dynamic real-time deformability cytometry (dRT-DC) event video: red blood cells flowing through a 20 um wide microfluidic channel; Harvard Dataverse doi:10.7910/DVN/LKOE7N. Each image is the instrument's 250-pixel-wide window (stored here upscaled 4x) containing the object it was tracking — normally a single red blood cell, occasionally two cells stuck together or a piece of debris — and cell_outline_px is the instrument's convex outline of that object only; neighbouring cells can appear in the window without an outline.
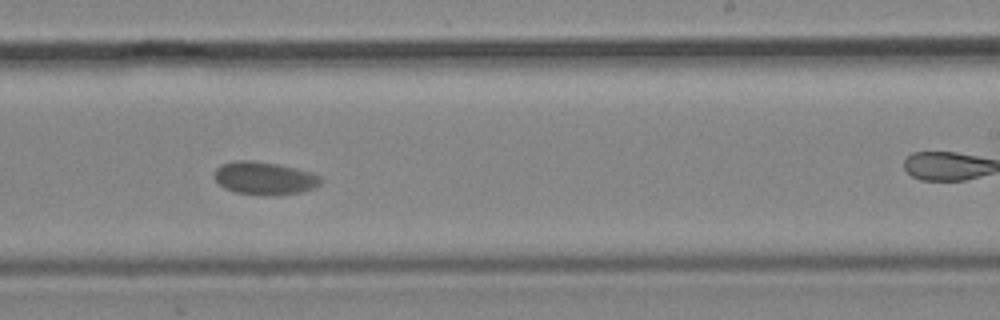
{"species": "common noctule bat (a hibernating species)", "species_latin": "Nyctalus noctula", "temperature_condition": "cold", "stored_images_in_passage": 13, "camera_frame_rate_fps": 3000, "um_per_image_px": 0.085, "animal": {"sex": "male", "body_mass_g": 19.2, "forearm_length_mm": 51.8}, "frame": {"image": 1, "passage_image": 10, "time_ms": 12.0, "image_size_px": [1000, 320], "cell_outline_px": [[320, 184], [316, 188], [300, 192], [276, 196], [264, 196], [236, 192], [224, 188], [216, 180], [212, 172], [220, 164], [236, 160], [252, 160], [276, 164], [296, 168], [320, 176]], "centroid_in_image_um": [22.44, 15.16], "position_along_channel_um": 266.6, "area_um2": 20.58}}